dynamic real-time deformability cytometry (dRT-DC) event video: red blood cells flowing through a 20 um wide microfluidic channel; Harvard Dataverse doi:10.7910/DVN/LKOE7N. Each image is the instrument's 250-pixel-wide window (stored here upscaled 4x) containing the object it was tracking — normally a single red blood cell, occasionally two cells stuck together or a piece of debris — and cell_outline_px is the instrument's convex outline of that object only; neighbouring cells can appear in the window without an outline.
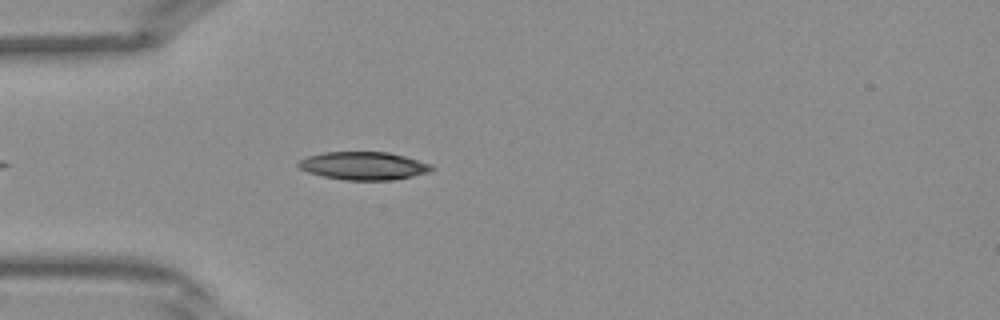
{"species": "Egyptian fruit bat (a non-hibernating species)", "species_latin": "Rousettus aegyptiacus", "temperature_condition": "warm", "stored_images_in_passage": 28, "camera_frame_rate_fps": 3000, "um_per_image_px": 0.085, "frame": {"image": 1, "passage_image": 3, "time_ms": 0.667, "image_size_px": [1000, 320], "cell_outline_px": [[432, 168], [428, 172], [412, 176], [388, 180], [344, 180], [324, 176], [308, 172], [300, 168], [296, 164], [300, 160], [308, 156], [324, 152], [388, 152], [404, 156], [432, 164]], "centroid_in_image_um": [30.88, 14.09], "position_along_channel_um": 54.1, "area_um2": 21.5}}
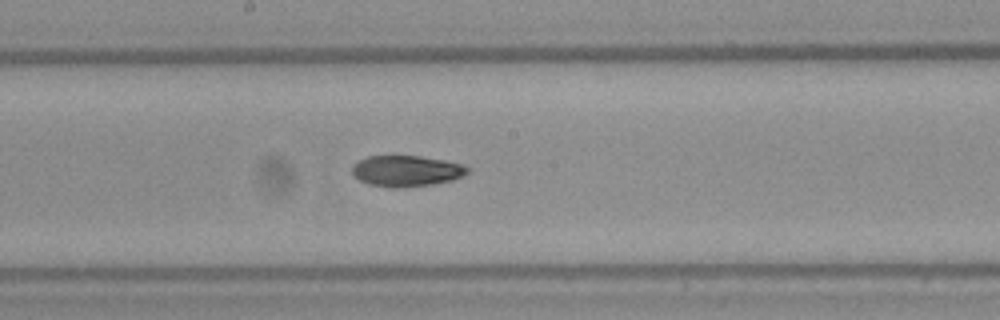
{"frame": {"image": 2, "passage_image": 13, "time_ms": 4.0, "image_size_px": [1000, 320], "cell_outline_px": [[472, 172], [464, 176], [452, 180], [432, 184], [396, 188], [392, 188], [368, 184], [360, 180], [352, 172], [352, 164], [368, 156], [420, 156], [444, 160], [464, 164], [472, 168]], "centroid_in_image_um": [34.61, 14.53], "position_along_channel_um": 213.6, "area_um2": 21.04}}
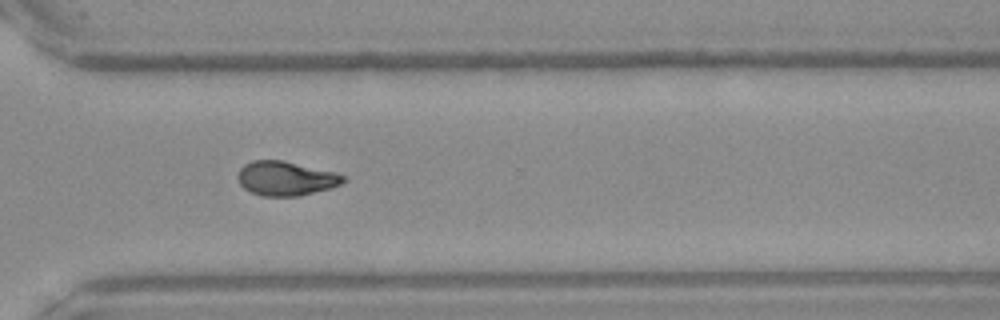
{"frame": {"image": 3, "passage_image": 21, "time_ms": 6.667, "image_size_px": [1000, 320], "cell_outline_px": [[348, 180], [332, 188], [300, 196], [264, 196], [252, 192], [244, 188], [236, 180], [236, 176], [240, 168], [244, 164], [252, 160], [280, 160], [336, 172], [348, 176]], "centroid_in_image_um": [24.32, 15.17], "position_along_channel_um": 346.3, "area_um2": 21.33}}